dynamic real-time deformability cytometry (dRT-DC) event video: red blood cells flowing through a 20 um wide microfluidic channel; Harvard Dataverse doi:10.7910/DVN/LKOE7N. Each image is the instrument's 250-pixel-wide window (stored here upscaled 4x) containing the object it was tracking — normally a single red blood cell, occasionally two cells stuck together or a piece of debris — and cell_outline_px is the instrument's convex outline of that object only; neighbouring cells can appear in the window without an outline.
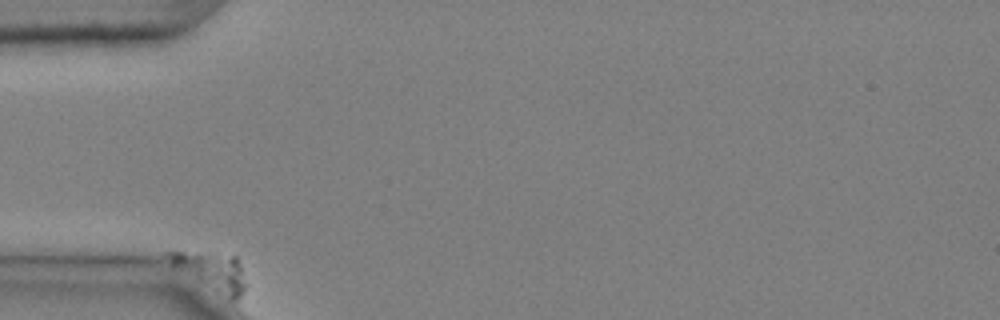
{"species": "common noctule bat (a hibernating species)", "species_latin": "Nyctalus noctula", "temperature_condition": "cold", "stored_images_in_passage": 3, "camera_frame_rate_fps": 3000, "um_per_image_px": 0.085, "animal": {"sex": "male", "body_mass_g": 20.4}, "frame": {"image": 1, "passage_image": 1, "time_ms": 0.0, "image_size_px": [1000, 320], "cell_outline_px": [[248, 284], [240, 296], [232, 296], [172, 264], [164, 256], [164, 252], [184, 252], [236, 256], [240, 264]], "centroid_in_image_um": [18.06, 22.95], "position_along_channel_um": 66.9, "area_um2": 15.09}}